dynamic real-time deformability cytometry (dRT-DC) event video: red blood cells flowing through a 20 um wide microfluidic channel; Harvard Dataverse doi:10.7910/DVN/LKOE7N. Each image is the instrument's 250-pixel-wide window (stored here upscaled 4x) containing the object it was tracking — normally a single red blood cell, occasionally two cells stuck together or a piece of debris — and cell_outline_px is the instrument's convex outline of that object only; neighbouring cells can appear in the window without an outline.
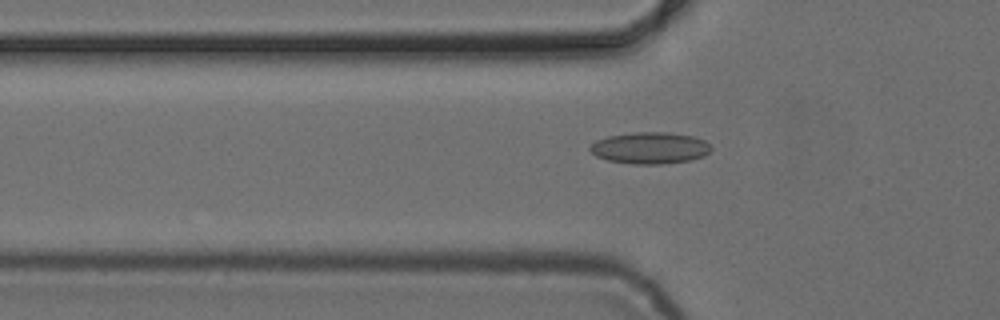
{"species": "common noctule bat (a hibernating species)", "species_latin": "Nyctalus noctula", "temperature_condition": "cold", "stored_images_in_passage": 37, "camera_frame_rate_fps": 3000, "um_per_image_px": 0.085, "animal": {"sex": "female", "body_mass_g": 24.6, "forearm_length_mm": 56.2}, "frame": {"image": 1, "passage_image": 2, "time_ms": 0.333, "image_size_px": [1000, 320], "cell_outline_px": [[712, 148], [704, 156], [688, 160], [660, 164], [632, 164], [608, 160], [596, 156], [588, 148], [596, 140], [608, 136], [632, 132], [668, 132], [692, 136], [704, 140]], "centroid_in_image_um": [55.22, 12.57], "position_along_channel_um": 70.6, "area_um2": 22.2}}
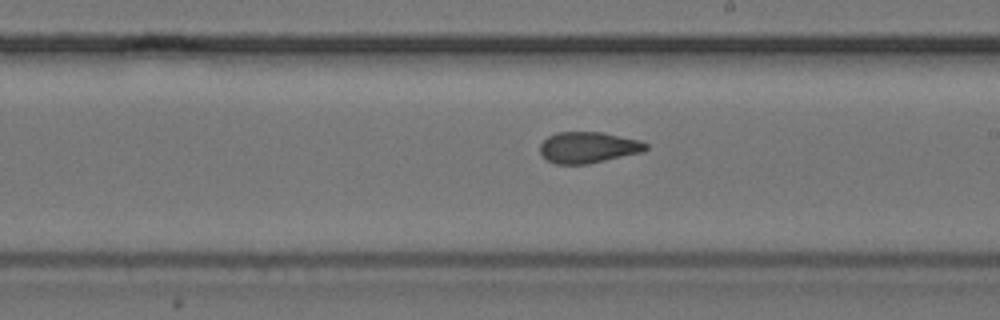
{"frame": {"image": 2, "passage_image": 15, "time_ms": 4.667, "image_size_px": [1000, 320], "cell_outline_px": [[648, 148], [644, 152], [588, 164], [556, 164], [548, 160], [540, 152], [540, 144], [548, 136], [556, 132], [604, 132], [640, 140], [648, 144]], "centroid_in_image_um": [50.03, 12.52], "position_along_channel_um": 239.0, "area_um2": 19.36}}
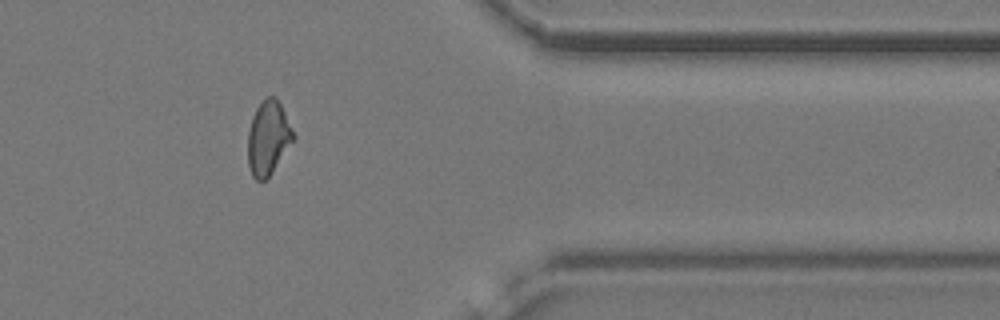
{"frame": {"image": 3, "passage_image": 28, "time_ms": 9.0, "image_size_px": [1000, 320], "cell_outline_px": [[296, 136], [268, 176], [264, 180], [256, 180], [252, 176], [248, 164], [248, 132], [252, 116], [256, 108], [268, 96], [276, 96]], "centroid_in_image_um": [22.78, 11.7], "position_along_channel_um": 388.6, "area_um2": 19.19}, "authors_computed_cell_mechanics": {"area_um2": 19.5942, "velocity_mm_per_s": 3.8672, "shape_relaxation_time_tau1_ms": null, "shape_relaxation_time_tau2_ms": 1.5614, "deformation_change_tau1": null, "deformation_change_tau2": 0.072}}